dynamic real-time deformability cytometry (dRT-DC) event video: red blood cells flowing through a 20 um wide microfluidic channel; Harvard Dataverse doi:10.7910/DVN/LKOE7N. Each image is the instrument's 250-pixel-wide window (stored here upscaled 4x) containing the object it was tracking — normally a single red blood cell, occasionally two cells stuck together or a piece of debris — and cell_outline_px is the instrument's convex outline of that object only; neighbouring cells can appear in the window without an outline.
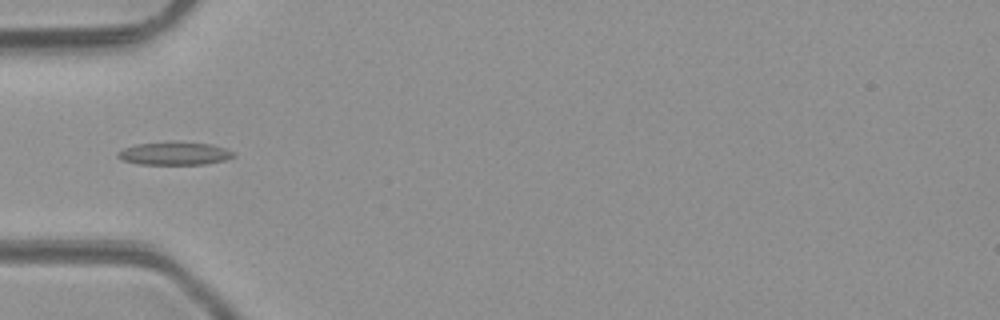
{"species": "common noctule bat (a hibernating species)", "species_latin": "Nyctalus noctula", "temperature_condition": "room temperature", "stored_images_in_passage": 5, "camera_frame_rate_fps": 3000, "um_per_image_px": 0.085, "animal": {"sex": "male", "body_mass_g": 23.1, "forearm_length_mm": 52.7}, "frame": {"image": 1, "passage_image": 4, "time_ms": 3.667, "image_size_px": [1000, 320], "cell_outline_px": [[236, 156], [224, 160], [204, 164], [140, 164], [120, 160], [116, 156], [116, 152], [124, 148], [136, 144], [172, 140], [176, 140], [212, 144], [236, 152]], "centroid_in_image_um": [14.82, 13.02], "position_along_channel_um": 70.2, "area_um2": 16.01}}
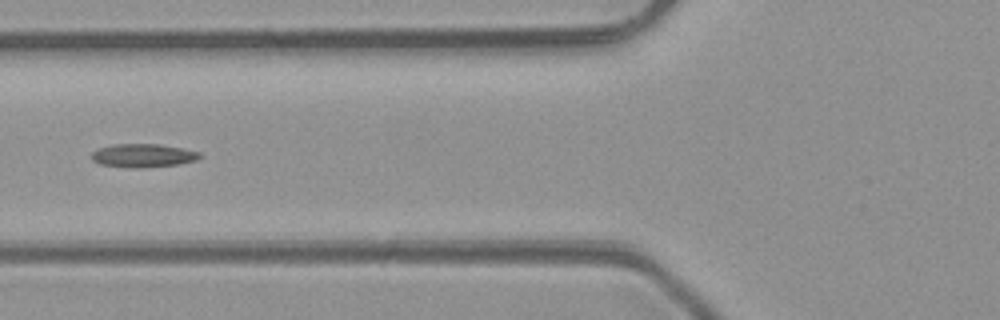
{"frame": {"image": 2, "passage_image": 5, "time_ms": 4.667, "image_size_px": [1000, 320], "cell_outline_px": [[204, 156], [196, 160], [176, 164], [140, 168], [132, 168], [100, 164], [92, 160], [92, 152], [100, 148], [112, 144], [160, 144], [200, 152]], "centroid_in_image_um": [12.17, 13.22], "position_along_channel_um": 113.6, "area_um2": 14.68}}